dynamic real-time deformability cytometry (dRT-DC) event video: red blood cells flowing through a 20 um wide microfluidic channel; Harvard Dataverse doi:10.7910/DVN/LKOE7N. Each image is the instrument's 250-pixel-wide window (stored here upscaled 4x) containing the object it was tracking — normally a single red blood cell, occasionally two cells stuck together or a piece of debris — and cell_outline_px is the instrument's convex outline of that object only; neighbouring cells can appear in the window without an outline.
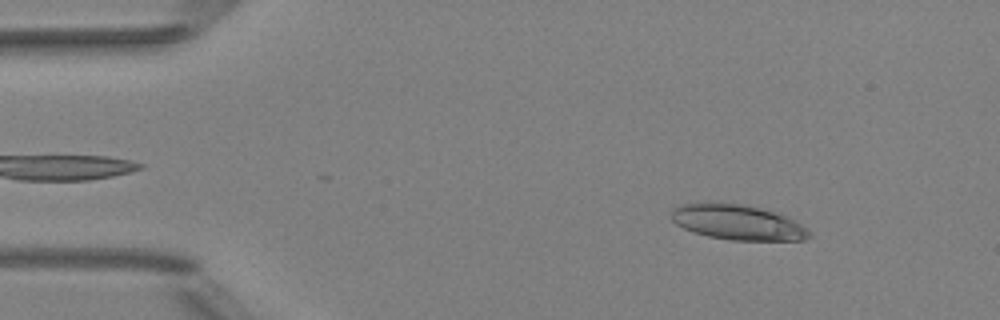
{"species": "Egyptian fruit bat (a non-hibernating species)", "species_latin": "Rousettus aegyptiacus", "temperature_condition": "room temperature", "stored_images_in_passage": 50, "camera_frame_rate_fps": 3000, "um_per_image_px": 0.085, "animal": {"sex": "female"}, "frame": {"image": 1, "passage_image": 6, "time_ms": 1.667, "image_size_px": [1000, 320], "cell_outline_px": [[812, 236], [804, 240], [728, 240], [708, 236], [692, 232], [676, 224], [668, 216], [672, 208], [680, 204], [704, 200], [716, 200], [748, 204], [780, 212], [800, 224]], "centroid_in_image_um": [62.6, 18.83], "position_along_channel_um": 22.4, "area_um2": 29.42}}
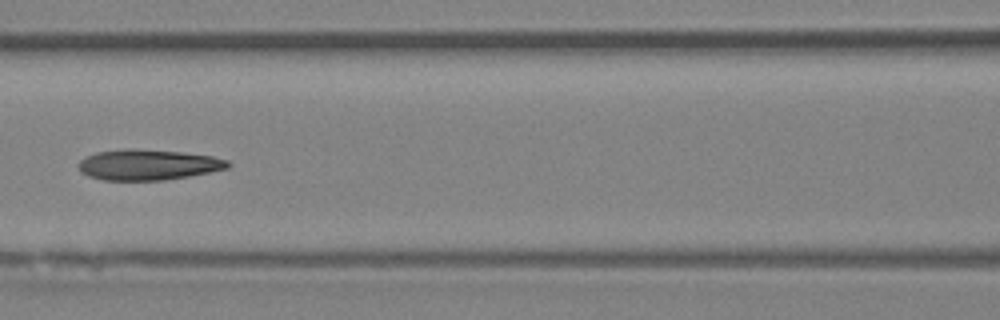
{"frame": {"image": 2, "passage_image": 22, "time_ms": 7.0, "image_size_px": [1000, 320], "cell_outline_px": [[232, 164], [228, 168], [188, 176], [164, 180], [104, 180], [88, 176], [80, 172], [76, 164], [80, 160], [96, 152], [124, 148], [132, 148], [180, 152], [212, 156], [228, 160]], "centroid_in_image_um": [12.55, 14.0], "position_along_channel_um": 154.1, "area_um2": 26.7}}
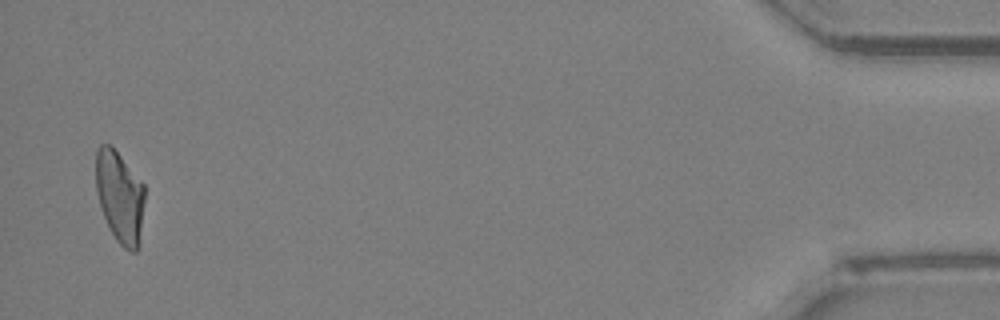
{"frame": {"image": 3, "passage_image": 49, "time_ms": 16.0, "image_size_px": [1000, 320], "cell_outline_px": [[144, 200], [140, 228], [136, 252], [132, 252], [124, 248], [116, 240], [100, 208], [96, 188], [96, 148], [100, 144], [108, 144], [120, 156], [144, 184]], "centroid_in_image_um": [10.16, 16.7], "position_along_channel_um": 425.0, "area_um2": 25.55}, "authors_computed_cell_mechanics": {"area_um2": 27.2238, "velocity_mm_per_s": 4.0037, "shape_relaxation_time_tau1_ms": null, "shape_relaxation_time_tau2_ms": 3.3391, "deformation_change_tau1": null, "deformation_change_tau2": 0.1282}}